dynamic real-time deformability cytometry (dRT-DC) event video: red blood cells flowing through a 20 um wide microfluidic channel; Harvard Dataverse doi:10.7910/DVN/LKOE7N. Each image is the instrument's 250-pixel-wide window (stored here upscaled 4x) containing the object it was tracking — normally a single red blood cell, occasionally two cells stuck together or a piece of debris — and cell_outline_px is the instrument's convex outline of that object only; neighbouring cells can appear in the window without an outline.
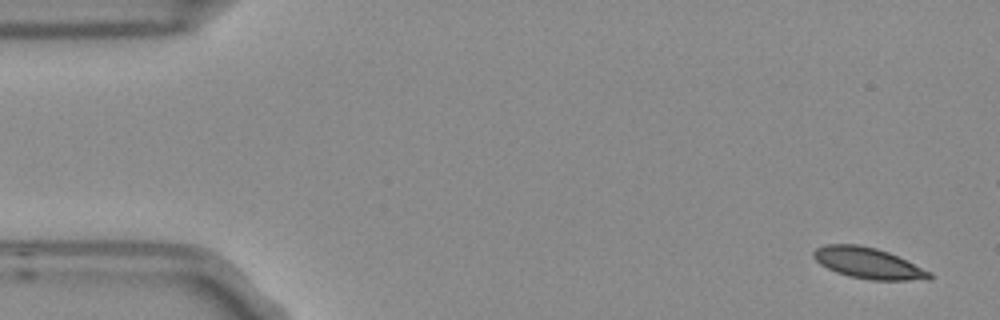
{"species": "Egyptian fruit bat (a non-hibernating species)", "species_latin": "Rousettus aegyptiacus", "temperature_condition": "room temperature", "stored_images_in_passage": 6, "camera_frame_rate_fps": 3000, "um_per_image_px": 0.085, "frame": {"image": 1, "passage_image": 1, "time_ms": 0.0, "image_size_px": [1000, 320], "cell_outline_px": [[932, 280], [872, 280], [848, 276], [836, 272], [820, 264], [812, 256], [812, 252], [816, 248], [824, 244], [856, 244], [876, 248], [888, 252], [932, 272]], "centroid_in_image_um": [73.79, 22.37], "position_along_channel_um": 11.2, "area_um2": 20.98}}